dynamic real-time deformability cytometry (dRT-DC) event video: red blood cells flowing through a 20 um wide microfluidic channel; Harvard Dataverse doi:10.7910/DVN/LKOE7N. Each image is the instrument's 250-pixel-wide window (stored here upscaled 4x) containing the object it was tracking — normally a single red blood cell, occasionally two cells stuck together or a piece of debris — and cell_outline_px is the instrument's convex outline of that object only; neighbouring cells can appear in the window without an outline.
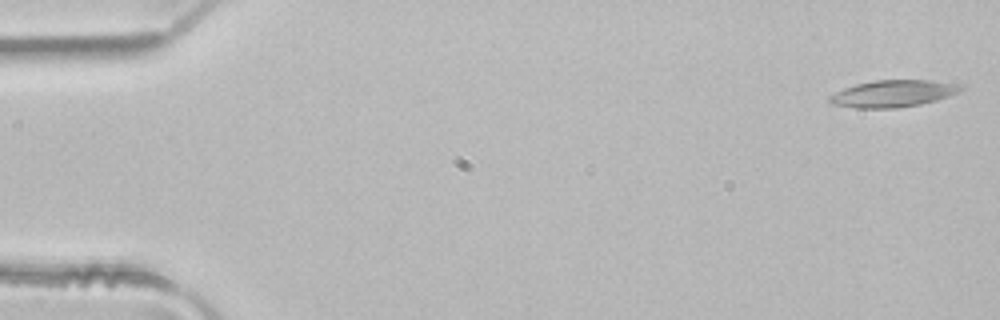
{"species": "common noctule bat (a hibernating species)", "species_latin": "Nyctalus noctula", "temperature_condition": "room temperature", "stored_images_in_passage": 4, "camera_frame_rate_fps": 3000, "um_per_image_px": 0.085, "animal": {"sex": "male", "body_mass_g": 21.5, "forearm_length_mm": 52.0}, "frame": {"image": 1, "passage_image": 1, "time_ms": 0.0, "image_size_px": [1000, 320], "cell_outline_px": [[964, 88], [948, 96], [936, 100], [920, 104], [896, 108], [856, 108], [832, 104], [828, 100], [828, 96], [844, 88], [856, 84], [872, 80], [928, 80], [952, 84]], "centroid_in_image_um": [75.81, 7.96], "position_along_channel_um": 9.2, "area_um2": 20.23}}
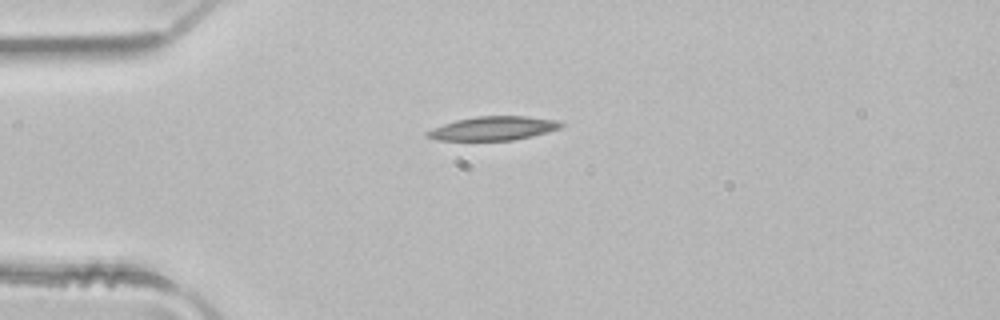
{"frame": {"image": 2, "passage_image": 4, "time_ms": 1.0, "image_size_px": [1000, 320], "cell_outline_px": [[564, 124], [560, 128], [548, 132], [532, 136], [512, 140], [436, 140], [424, 136], [424, 132], [432, 128], [456, 120], [476, 116], [528, 116], [556, 120]], "centroid_in_image_um": [41.9, 10.91], "position_along_channel_um": 43.1, "area_um2": 18.61}}